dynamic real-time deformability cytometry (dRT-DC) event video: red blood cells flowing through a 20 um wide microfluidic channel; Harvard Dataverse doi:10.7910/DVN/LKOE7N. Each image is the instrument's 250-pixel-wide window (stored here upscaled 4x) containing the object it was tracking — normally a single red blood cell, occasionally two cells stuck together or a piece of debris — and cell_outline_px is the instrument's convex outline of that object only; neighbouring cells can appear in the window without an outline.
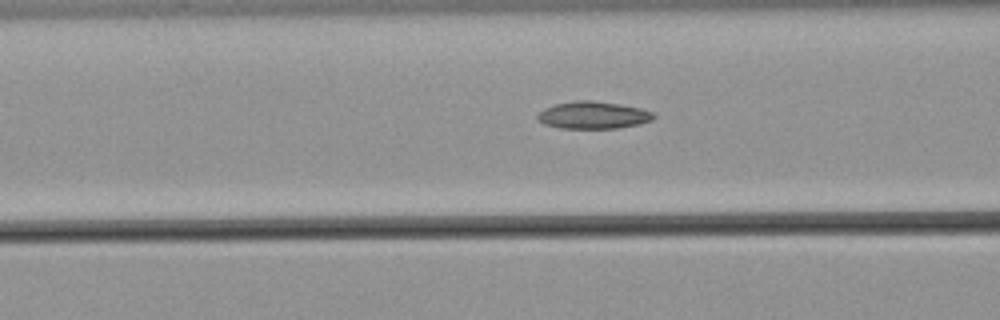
{"species": "common noctule bat (a hibernating species)", "species_latin": "Nyctalus noctula", "temperature_condition": "warm", "stored_images_in_passage": 25, "camera_frame_rate_fps": 3000, "um_per_image_px": 0.085, "animal": {"sex": "male", "body_mass_g": 21.5, "forearm_length_mm": 52.0}, "frame": {"image": 1, "passage_image": 4, "time_ms": 1.0, "image_size_px": [1000, 320], "cell_outline_px": [[656, 116], [652, 120], [640, 124], [616, 128], [560, 128], [544, 124], [536, 120], [536, 116], [544, 108], [556, 104], [576, 100], [592, 100], [620, 104], [640, 108], [652, 112]], "centroid_in_image_um": [50.4, 9.78], "position_along_channel_um": 116.2, "area_um2": 18.5}}
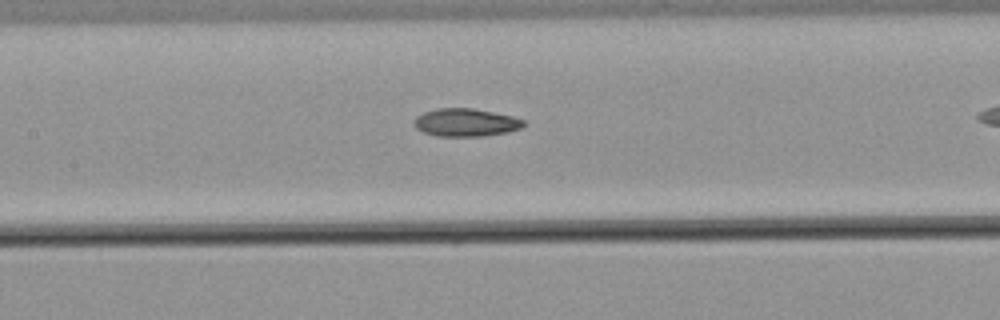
{"frame": {"image": 2, "passage_image": 8, "time_ms": 2.333, "image_size_px": [1000, 320], "cell_outline_px": [[524, 124], [520, 128], [508, 132], [484, 136], [436, 136], [424, 132], [416, 128], [412, 124], [416, 116], [424, 112], [436, 108], [472, 108], [512, 116], [524, 120]], "centroid_in_image_um": [39.55, 10.41], "position_along_channel_um": 167.9, "area_um2": 17.8}}